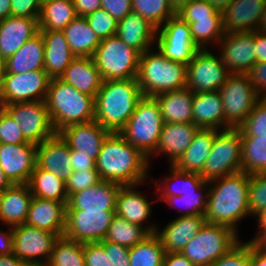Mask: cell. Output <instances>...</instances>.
<instances>
[{
    "label": "cell",
    "instance_id": "7",
    "mask_svg": "<svg viewBox=\"0 0 266 266\" xmlns=\"http://www.w3.org/2000/svg\"><path fill=\"white\" fill-rule=\"evenodd\" d=\"M240 240L231 228L205 222L181 253L195 266H210Z\"/></svg>",
    "mask_w": 266,
    "mask_h": 266
},
{
    "label": "cell",
    "instance_id": "13",
    "mask_svg": "<svg viewBox=\"0 0 266 266\" xmlns=\"http://www.w3.org/2000/svg\"><path fill=\"white\" fill-rule=\"evenodd\" d=\"M13 253L29 266H46L57 234L27 224L12 227Z\"/></svg>",
    "mask_w": 266,
    "mask_h": 266
},
{
    "label": "cell",
    "instance_id": "60",
    "mask_svg": "<svg viewBox=\"0 0 266 266\" xmlns=\"http://www.w3.org/2000/svg\"><path fill=\"white\" fill-rule=\"evenodd\" d=\"M113 266H129V248L112 242Z\"/></svg>",
    "mask_w": 266,
    "mask_h": 266
},
{
    "label": "cell",
    "instance_id": "53",
    "mask_svg": "<svg viewBox=\"0 0 266 266\" xmlns=\"http://www.w3.org/2000/svg\"><path fill=\"white\" fill-rule=\"evenodd\" d=\"M0 143L15 145L28 143L21 128L3 107H0Z\"/></svg>",
    "mask_w": 266,
    "mask_h": 266
},
{
    "label": "cell",
    "instance_id": "27",
    "mask_svg": "<svg viewBox=\"0 0 266 266\" xmlns=\"http://www.w3.org/2000/svg\"><path fill=\"white\" fill-rule=\"evenodd\" d=\"M137 187V185H125L120 188L115 213L128 222L145 228L150 234L155 233L158 227L153 224H149L151 226L144 225L145 221L151 217V201L141 192L137 191Z\"/></svg>",
    "mask_w": 266,
    "mask_h": 266
},
{
    "label": "cell",
    "instance_id": "40",
    "mask_svg": "<svg viewBox=\"0 0 266 266\" xmlns=\"http://www.w3.org/2000/svg\"><path fill=\"white\" fill-rule=\"evenodd\" d=\"M241 137V172L249 175L266 173V138Z\"/></svg>",
    "mask_w": 266,
    "mask_h": 266
},
{
    "label": "cell",
    "instance_id": "10",
    "mask_svg": "<svg viewBox=\"0 0 266 266\" xmlns=\"http://www.w3.org/2000/svg\"><path fill=\"white\" fill-rule=\"evenodd\" d=\"M219 93L224 107V129L238 128L261 99L247 74H230Z\"/></svg>",
    "mask_w": 266,
    "mask_h": 266
},
{
    "label": "cell",
    "instance_id": "32",
    "mask_svg": "<svg viewBox=\"0 0 266 266\" xmlns=\"http://www.w3.org/2000/svg\"><path fill=\"white\" fill-rule=\"evenodd\" d=\"M193 96L188 88L153 96L159 105L164 123H193Z\"/></svg>",
    "mask_w": 266,
    "mask_h": 266
},
{
    "label": "cell",
    "instance_id": "63",
    "mask_svg": "<svg viewBox=\"0 0 266 266\" xmlns=\"http://www.w3.org/2000/svg\"><path fill=\"white\" fill-rule=\"evenodd\" d=\"M13 253V229L0 230V256Z\"/></svg>",
    "mask_w": 266,
    "mask_h": 266
},
{
    "label": "cell",
    "instance_id": "73",
    "mask_svg": "<svg viewBox=\"0 0 266 266\" xmlns=\"http://www.w3.org/2000/svg\"><path fill=\"white\" fill-rule=\"evenodd\" d=\"M258 30L263 32V33H266V2L264 5V10L262 13V17H261V21H260Z\"/></svg>",
    "mask_w": 266,
    "mask_h": 266
},
{
    "label": "cell",
    "instance_id": "72",
    "mask_svg": "<svg viewBox=\"0 0 266 266\" xmlns=\"http://www.w3.org/2000/svg\"><path fill=\"white\" fill-rule=\"evenodd\" d=\"M6 72L5 59L0 57V95L3 87V76Z\"/></svg>",
    "mask_w": 266,
    "mask_h": 266
},
{
    "label": "cell",
    "instance_id": "37",
    "mask_svg": "<svg viewBox=\"0 0 266 266\" xmlns=\"http://www.w3.org/2000/svg\"><path fill=\"white\" fill-rule=\"evenodd\" d=\"M77 17L73 0H50L42 4L39 30L62 31Z\"/></svg>",
    "mask_w": 266,
    "mask_h": 266
},
{
    "label": "cell",
    "instance_id": "43",
    "mask_svg": "<svg viewBox=\"0 0 266 266\" xmlns=\"http://www.w3.org/2000/svg\"><path fill=\"white\" fill-rule=\"evenodd\" d=\"M46 266H85L83 243L59 237Z\"/></svg>",
    "mask_w": 266,
    "mask_h": 266
},
{
    "label": "cell",
    "instance_id": "64",
    "mask_svg": "<svg viewBox=\"0 0 266 266\" xmlns=\"http://www.w3.org/2000/svg\"><path fill=\"white\" fill-rule=\"evenodd\" d=\"M251 266H266V253L258 250L251 243Z\"/></svg>",
    "mask_w": 266,
    "mask_h": 266
},
{
    "label": "cell",
    "instance_id": "35",
    "mask_svg": "<svg viewBox=\"0 0 266 266\" xmlns=\"http://www.w3.org/2000/svg\"><path fill=\"white\" fill-rule=\"evenodd\" d=\"M214 141V129H199L184 154L173 166L182 171L201 174Z\"/></svg>",
    "mask_w": 266,
    "mask_h": 266
},
{
    "label": "cell",
    "instance_id": "9",
    "mask_svg": "<svg viewBox=\"0 0 266 266\" xmlns=\"http://www.w3.org/2000/svg\"><path fill=\"white\" fill-rule=\"evenodd\" d=\"M239 128L214 129V141L201 177L206 181L241 172Z\"/></svg>",
    "mask_w": 266,
    "mask_h": 266
},
{
    "label": "cell",
    "instance_id": "54",
    "mask_svg": "<svg viewBox=\"0 0 266 266\" xmlns=\"http://www.w3.org/2000/svg\"><path fill=\"white\" fill-rule=\"evenodd\" d=\"M101 181L96 169L73 171L72 175L65 181L67 195L85 190Z\"/></svg>",
    "mask_w": 266,
    "mask_h": 266
},
{
    "label": "cell",
    "instance_id": "31",
    "mask_svg": "<svg viewBox=\"0 0 266 266\" xmlns=\"http://www.w3.org/2000/svg\"><path fill=\"white\" fill-rule=\"evenodd\" d=\"M44 40V71L51 77H60L76 57L70 50L63 31L39 30Z\"/></svg>",
    "mask_w": 266,
    "mask_h": 266
},
{
    "label": "cell",
    "instance_id": "48",
    "mask_svg": "<svg viewBox=\"0 0 266 266\" xmlns=\"http://www.w3.org/2000/svg\"><path fill=\"white\" fill-rule=\"evenodd\" d=\"M240 136H257L266 138V100L261 98L238 127Z\"/></svg>",
    "mask_w": 266,
    "mask_h": 266
},
{
    "label": "cell",
    "instance_id": "45",
    "mask_svg": "<svg viewBox=\"0 0 266 266\" xmlns=\"http://www.w3.org/2000/svg\"><path fill=\"white\" fill-rule=\"evenodd\" d=\"M132 12L144 17L156 29L176 15L167 0H132Z\"/></svg>",
    "mask_w": 266,
    "mask_h": 266
},
{
    "label": "cell",
    "instance_id": "6",
    "mask_svg": "<svg viewBox=\"0 0 266 266\" xmlns=\"http://www.w3.org/2000/svg\"><path fill=\"white\" fill-rule=\"evenodd\" d=\"M164 121L157 100L143 96L119 134L149 157L156 149Z\"/></svg>",
    "mask_w": 266,
    "mask_h": 266
},
{
    "label": "cell",
    "instance_id": "52",
    "mask_svg": "<svg viewBox=\"0 0 266 266\" xmlns=\"http://www.w3.org/2000/svg\"><path fill=\"white\" fill-rule=\"evenodd\" d=\"M210 266H251V242L239 241Z\"/></svg>",
    "mask_w": 266,
    "mask_h": 266
},
{
    "label": "cell",
    "instance_id": "57",
    "mask_svg": "<svg viewBox=\"0 0 266 266\" xmlns=\"http://www.w3.org/2000/svg\"><path fill=\"white\" fill-rule=\"evenodd\" d=\"M101 6L117 21L132 12V0H102Z\"/></svg>",
    "mask_w": 266,
    "mask_h": 266
},
{
    "label": "cell",
    "instance_id": "33",
    "mask_svg": "<svg viewBox=\"0 0 266 266\" xmlns=\"http://www.w3.org/2000/svg\"><path fill=\"white\" fill-rule=\"evenodd\" d=\"M193 124L200 129H224V107L218 91L194 93Z\"/></svg>",
    "mask_w": 266,
    "mask_h": 266
},
{
    "label": "cell",
    "instance_id": "67",
    "mask_svg": "<svg viewBox=\"0 0 266 266\" xmlns=\"http://www.w3.org/2000/svg\"><path fill=\"white\" fill-rule=\"evenodd\" d=\"M11 16V0H0V20Z\"/></svg>",
    "mask_w": 266,
    "mask_h": 266
},
{
    "label": "cell",
    "instance_id": "16",
    "mask_svg": "<svg viewBox=\"0 0 266 266\" xmlns=\"http://www.w3.org/2000/svg\"><path fill=\"white\" fill-rule=\"evenodd\" d=\"M115 214L103 210H66L63 236L80 243L104 240Z\"/></svg>",
    "mask_w": 266,
    "mask_h": 266
},
{
    "label": "cell",
    "instance_id": "4",
    "mask_svg": "<svg viewBox=\"0 0 266 266\" xmlns=\"http://www.w3.org/2000/svg\"><path fill=\"white\" fill-rule=\"evenodd\" d=\"M44 101L57 133L95 119V97L80 93L59 77L51 78Z\"/></svg>",
    "mask_w": 266,
    "mask_h": 266
},
{
    "label": "cell",
    "instance_id": "15",
    "mask_svg": "<svg viewBox=\"0 0 266 266\" xmlns=\"http://www.w3.org/2000/svg\"><path fill=\"white\" fill-rule=\"evenodd\" d=\"M51 77L44 70L3 76L0 105L44 101Z\"/></svg>",
    "mask_w": 266,
    "mask_h": 266
},
{
    "label": "cell",
    "instance_id": "49",
    "mask_svg": "<svg viewBox=\"0 0 266 266\" xmlns=\"http://www.w3.org/2000/svg\"><path fill=\"white\" fill-rule=\"evenodd\" d=\"M85 266H113L112 242L83 243Z\"/></svg>",
    "mask_w": 266,
    "mask_h": 266
},
{
    "label": "cell",
    "instance_id": "11",
    "mask_svg": "<svg viewBox=\"0 0 266 266\" xmlns=\"http://www.w3.org/2000/svg\"><path fill=\"white\" fill-rule=\"evenodd\" d=\"M229 75L221 56L199 49L187 65L186 87L193 93L218 91Z\"/></svg>",
    "mask_w": 266,
    "mask_h": 266
},
{
    "label": "cell",
    "instance_id": "66",
    "mask_svg": "<svg viewBox=\"0 0 266 266\" xmlns=\"http://www.w3.org/2000/svg\"><path fill=\"white\" fill-rule=\"evenodd\" d=\"M258 250L266 253V230L258 232L254 238L249 240Z\"/></svg>",
    "mask_w": 266,
    "mask_h": 266
},
{
    "label": "cell",
    "instance_id": "44",
    "mask_svg": "<svg viewBox=\"0 0 266 266\" xmlns=\"http://www.w3.org/2000/svg\"><path fill=\"white\" fill-rule=\"evenodd\" d=\"M208 194L209 184L206 182L198 191H188L183 196L158 197L156 200H165L167 206L175 208L178 206L180 212L184 211L182 206L186 205L185 210L187 211L180 216L205 215Z\"/></svg>",
    "mask_w": 266,
    "mask_h": 266
},
{
    "label": "cell",
    "instance_id": "41",
    "mask_svg": "<svg viewBox=\"0 0 266 266\" xmlns=\"http://www.w3.org/2000/svg\"><path fill=\"white\" fill-rule=\"evenodd\" d=\"M165 249L159 237L152 233L129 248V266H163Z\"/></svg>",
    "mask_w": 266,
    "mask_h": 266
},
{
    "label": "cell",
    "instance_id": "39",
    "mask_svg": "<svg viewBox=\"0 0 266 266\" xmlns=\"http://www.w3.org/2000/svg\"><path fill=\"white\" fill-rule=\"evenodd\" d=\"M169 169V176L167 175L160 184H155L157 192L162 191L158 197L183 196L185 192L198 191L206 183L200 174L182 172L173 165H170ZM175 181L179 182V185L175 186Z\"/></svg>",
    "mask_w": 266,
    "mask_h": 266
},
{
    "label": "cell",
    "instance_id": "24",
    "mask_svg": "<svg viewBox=\"0 0 266 266\" xmlns=\"http://www.w3.org/2000/svg\"><path fill=\"white\" fill-rule=\"evenodd\" d=\"M200 128L193 123H164L155 151L152 155H168L169 165H173L189 147Z\"/></svg>",
    "mask_w": 266,
    "mask_h": 266
},
{
    "label": "cell",
    "instance_id": "70",
    "mask_svg": "<svg viewBox=\"0 0 266 266\" xmlns=\"http://www.w3.org/2000/svg\"><path fill=\"white\" fill-rule=\"evenodd\" d=\"M211 3L217 10L223 11L233 0H207Z\"/></svg>",
    "mask_w": 266,
    "mask_h": 266
},
{
    "label": "cell",
    "instance_id": "5",
    "mask_svg": "<svg viewBox=\"0 0 266 266\" xmlns=\"http://www.w3.org/2000/svg\"><path fill=\"white\" fill-rule=\"evenodd\" d=\"M187 65L166 58L150 49L140 56L137 82L143 96L178 90L186 87Z\"/></svg>",
    "mask_w": 266,
    "mask_h": 266
},
{
    "label": "cell",
    "instance_id": "38",
    "mask_svg": "<svg viewBox=\"0 0 266 266\" xmlns=\"http://www.w3.org/2000/svg\"><path fill=\"white\" fill-rule=\"evenodd\" d=\"M28 185L32 195L35 197L59 202L68 201L65 181L51 172L41 169L37 164Z\"/></svg>",
    "mask_w": 266,
    "mask_h": 266
},
{
    "label": "cell",
    "instance_id": "47",
    "mask_svg": "<svg viewBox=\"0 0 266 266\" xmlns=\"http://www.w3.org/2000/svg\"><path fill=\"white\" fill-rule=\"evenodd\" d=\"M176 15L187 23L203 19H222V12L207 0H191Z\"/></svg>",
    "mask_w": 266,
    "mask_h": 266
},
{
    "label": "cell",
    "instance_id": "34",
    "mask_svg": "<svg viewBox=\"0 0 266 266\" xmlns=\"http://www.w3.org/2000/svg\"><path fill=\"white\" fill-rule=\"evenodd\" d=\"M44 56V40L42 35L38 33L5 60L6 72L20 74L34 70H44Z\"/></svg>",
    "mask_w": 266,
    "mask_h": 266
},
{
    "label": "cell",
    "instance_id": "61",
    "mask_svg": "<svg viewBox=\"0 0 266 266\" xmlns=\"http://www.w3.org/2000/svg\"><path fill=\"white\" fill-rule=\"evenodd\" d=\"M163 266H195L181 252L167 253L165 252Z\"/></svg>",
    "mask_w": 266,
    "mask_h": 266
},
{
    "label": "cell",
    "instance_id": "19",
    "mask_svg": "<svg viewBox=\"0 0 266 266\" xmlns=\"http://www.w3.org/2000/svg\"><path fill=\"white\" fill-rule=\"evenodd\" d=\"M70 149L89 155L96 161L101 146L110 132L95 120L69 125L58 132Z\"/></svg>",
    "mask_w": 266,
    "mask_h": 266
},
{
    "label": "cell",
    "instance_id": "50",
    "mask_svg": "<svg viewBox=\"0 0 266 266\" xmlns=\"http://www.w3.org/2000/svg\"><path fill=\"white\" fill-rule=\"evenodd\" d=\"M85 17L90 28L100 40L116 35L118 21L103 8L97 9Z\"/></svg>",
    "mask_w": 266,
    "mask_h": 266
},
{
    "label": "cell",
    "instance_id": "74",
    "mask_svg": "<svg viewBox=\"0 0 266 266\" xmlns=\"http://www.w3.org/2000/svg\"><path fill=\"white\" fill-rule=\"evenodd\" d=\"M47 1H50V0H40V2L43 4V3H45V2H47Z\"/></svg>",
    "mask_w": 266,
    "mask_h": 266
},
{
    "label": "cell",
    "instance_id": "8",
    "mask_svg": "<svg viewBox=\"0 0 266 266\" xmlns=\"http://www.w3.org/2000/svg\"><path fill=\"white\" fill-rule=\"evenodd\" d=\"M141 54L117 35L102 39L93 59L104 80L136 78Z\"/></svg>",
    "mask_w": 266,
    "mask_h": 266
},
{
    "label": "cell",
    "instance_id": "59",
    "mask_svg": "<svg viewBox=\"0 0 266 266\" xmlns=\"http://www.w3.org/2000/svg\"><path fill=\"white\" fill-rule=\"evenodd\" d=\"M101 2L102 0H73L77 16L82 17L102 8Z\"/></svg>",
    "mask_w": 266,
    "mask_h": 266
},
{
    "label": "cell",
    "instance_id": "29",
    "mask_svg": "<svg viewBox=\"0 0 266 266\" xmlns=\"http://www.w3.org/2000/svg\"><path fill=\"white\" fill-rule=\"evenodd\" d=\"M59 78L80 93L94 97L103 82L93 57H75Z\"/></svg>",
    "mask_w": 266,
    "mask_h": 266
},
{
    "label": "cell",
    "instance_id": "25",
    "mask_svg": "<svg viewBox=\"0 0 266 266\" xmlns=\"http://www.w3.org/2000/svg\"><path fill=\"white\" fill-rule=\"evenodd\" d=\"M37 165L63 181L72 175L70 148L58 133L37 145Z\"/></svg>",
    "mask_w": 266,
    "mask_h": 266
},
{
    "label": "cell",
    "instance_id": "42",
    "mask_svg": "<svg viewBox=\"0 0 266 266\" xmlns=\"http://www.w3.org/2000/svg\"><path fill=\"white\" fill-rule=\"evenodd\" d=\"M149 235L145 228L115 214L104 240L131 248Z\"/></svg>",
    "mask_w": 266,
    "mask_h": 266
},
{
    "label": "cell",
    "instance_id": "56",
    "mask_svg": "<svg viewBox=\"0 0 266 266\" xmlns=\"http://www.w3.org/2000/svg\"><path fill=\"white\" fill-rule=\"evenodd\" d=\"M247 75L257 94L264 98L266 96V62H256Z\"/></svg>",
    "mask_w": 266,
    "mask_h": 266
},
{
    "label": "cell",
    "instance_id": "2",
    "mask_svg": "<svg viewBox=\"0 0 266 266\" xmlns=\"http://www.w3.org/2000/svg\"><path fill=\"white\" fill-rule=\"evenodd\" d=\"M149 164L148 157L119 133H110L96 159V170L101 180L140 185L149 177Z\"/></svg>",
    "mask_w": 266,
    "mask_h": 266
},
{
    "label": "cell",
    "instance_id": "58",
    "mask_svg": "<svg viewBox=\"0 0 266 266\" xmlns=\"http://www.w3.org/2000/svg\"><path fill=\"white\" fill-rule=\"evenodd\" d=\"M70 157L73 171L96 169V161L89 155L78 154V151L70 149Z\"/></svg>",
    "mask_w": 266,
    "mask_h": 266
},
{
    "label": "cell",
    "instance_id": "1",
    "mask_svg": "<svg viewBox=\"0 0 266 266\" xmlns=\"http://www.w3.org/2000/svg\"><path fill=\"white\" fill-rule=\"evenodd\" d=\"M249 179V174L239 172L208 181L205 222L227 226L239 234L237 223L250 215Z\"/></svg>",
    "mask_w": 266,
    "mask_h": 266
},
{
    "label": "cell",
    "instance_id": "46",
    "mask_svg": "<svg viewBox=\"0 0 266 266\" xmlns=\"http://www.w3.org/2000/svg\"><path fill=\"white\" fill-rule=\"evenodd\" d=\"M188 24L192 40L199 49H207L210 42L218 45L224 36L222 19H203Z\"/></svg>",
    "mask_w": 266,
    "mask_h": 266
},
{
    "label": "cell",
    "instance_id": "18",
    "mask_svg": "<svg viewBox=\"0 0 266 266\" xmlns=\"http://www.w3.org/2000/svg\"><path fill=\"white\" fill-rule=\"evenodd\" d=\"M36 164V144L0 143V167L12 184L28 183Z\"/></svg>",
    "mask_w": 266,
    "mask_h": 266
},
{
    "label": "cell",
    "instance_id": "3",
    "mask_svg": "<svg viewBox=\"0 0 266 266\" xmlns=\"http://www.w3.org/2000/svg\"><path fill=\"white\" fill-rule=\"evenodd\" d=\"M143 97L137 78L104 80L95 96V121L110 133H119Z\"/></svg>",
    "mask_w": 266,
    "mask_h": 266
},
{
    "label": "cell",
    "instance_id": "55",
    "mask_svg": "<svg viewBox=\"0 0 266 266\" xmlns=\"http://www.w3.org/2000/svg\"><path fill=\"white\" fill-rule=\"evenodd\" d=\"M41 7L40 0H11V15L39 18Z\"/></svg>",
    "mask_w": 266,
    "mask_h": 266
},
{
    "label": "cell",
    "instance_id": "20",
    "mask_svg": "<svg viewBox=\"0 0 266 266\" xmlns=\"http://www.w3.org/2000/svg\"><path fill=\"white\" fill-rule=\"evenodd\" d=\"M123 185L101 180L94 186L68 196L66 210L115 211L117 196Z\"/></svg>",
    "mask_w": 266,
    "mask_h": 266
},
{
    "label": "cell",
    "instance_id": "28",
    "mask_svg": "<svg viewBox=\"0 0 266 266\" xmlns=\"http://www.w3.org/2000/svg\"><path fill=\"white\" fill-rule=\"evenodd\" d=\"M32 198L28 183L12 184L0 193V221L8 227L24 224Z\"/></svg>",
    "mask_w": 266,
    "mask_h": 266
},
{
    "label": "cell",
    "instance_id": "17",
    "mask_svg": "<svg viewBox=\"0 0 266 266\" xmlns=\"http://www.w3.org/2000/svg\"><path fill=\"white\" fill-rule=\"evenodd\" d=\"M218 46L230 74H247L256 63L255 31L224 33Z\"/></svg>",
    "mask_w": 266,
    "mask_h": 266
},
{
    "label": "cell",
    "instance_id": "51",
    "mask_svg": "<svg viewBox=\"0 0 266 266\" xmlns=\"http://www.w3.org/2000/svg\"><path fill=\"white\" fill-rule=\"evenodd\" d=\"M249 211L253 217L266 208V173L250 175Z\"/></svg>",
    "mask_w": 266,
    "mask_h": 266
},
{
    "label": "cell",
    "instance_id": "22",
    "mask_svg": "<svg viewBox=\"0 0 266 266\" xmlns=\"http://www.w3.org/2000/svg\"><path fill=\"white\" fill-rule=\"evenodd\" d=\"M39 18L11 15L0 20V57L5 60L39 33Z\"/></svg>",
    "mask_w": 266,
    "mask_h": 266
},
{
    "label": "cell",
    "instance_id": "68",
    "mask_svg": "<svg viewBox=\"0 0 266 266\" xmlns=\"http://www.w3.org/2000/svg\"><path fill=\"white\" fill-rule=\"evenodd\" d=\"M172 10L177 14L191 0H167Z\"/></svg>",
    "mask_w": 266,
    "mask_h": 266
},
{
    "label": "cell",
    "instance_id": "69",
    "mask_svg": "<svg viewBox=\"0 0 266 266\" xmlns=\"http://www.w3.org/2000/svg\"><path fill=\"white\" fill-rule=\"evenodd\" d=\"M254 217H256L259 231L266 230V208L257 213Z\"/></svg>",
    "mask_w": 266,
    "mask_h": 266
},
{
    "label": "cell",
    "instance_id": "23",
    "mask_svg": "<svg viewBox=\"0 0 266 266\" xmlns=\"http://www.w3.org/2000/svg\"><path fill=\"white\" fill-rule=\"evenodd\" d=\"M66 204L33 196L25 224L61 237L66 227Z\"/></svg>",
    "mask_w": 266,
    "mask_h": 266
},
{
    "label": "cell",
    "instance_id": "30",
    "mask_svg": "<svg viewBox=\"0 0 266 266\" xmlns=\"http://www.w3.org/2000/svg\"><path fill=\"white\" fill-rule=\"evenodd\" d=\"M157 29L144 17L131 12L118 21L116 35L140 54L152 49L155 44Z\"/></svg>",
    "mask_w": 266,
    "mask_h": 266
},
{
    "label": "cell",
    "instance_id": "36",
    "mask_svg": "<svg viewBox=\"0 0 266 266\" xmlns=\"http://www.w3.org/2000/svg\"><path fill=\"white\" fill-rule=\"evenodd\" d=\"M62 31L76 57L94 56L101 40L90 28L86 17L77 16Z\"/></svg>",
    "mask_w": 266,
    "mask_h": 266
},
{
    "label": "cell",
    "instance_id": "65",
    "mask_svg": "<svg viewBox=\"0 0 266 266\" xmlns=\"http://www.w3.org/2000/svg\"><path fill=\"white\" fill-rule=\"evenodd\" d=\"M0 266H26L14 253L0 256Z\"/></svg>",
    "mask_w": 266,
    "mask_h": 266
},
{
    "label": "cell",
    "instance_id": "21",
    "mask_svg": "<svg viewBox=\"0 0 266 266\" xmlns=\"http://www.w3.org/2000/svg\"><path fill=\"white\" fill-rule=\"evenodd\" d=\"M266 0H233L223 11L224 33L258 30Z\"/></svg>",
    "mask_w": 266,
    "mask_h": 266
},
{
    "label": "cell",
    "instance_id": "71",
    "mask_svg": "<svg viewBox=\"0 0 266 266\" xmlns=\"http://www.w3.org/2000/svg\"><path fill=\"white\" fill-rule=\"evenodd\" d=\"M12 183L6 177L5 172L0 167V193L10 187Z\"/></svg>",
    "mask_w": 266,
    "mask_h": 266
},
{
    "label": "cell",
    "instance_id": "12",
    "mask_svg": "<svg viewBox=\"0 0 266 266\" xmlns=\"http://www.w3.org/2000/svg\"><path fill=\"white\" fill-rule=\"evenodd\" d=\"M21 128L24 138L33 144L55 136V131L45 101H32L0 105Z\"/></svg>",
    "mask_w": 266,
    "mask_h": 266
},
{
    "label": "cell",
    "instance_id": "14",
    "mask_svg": "<svg viewBox=\"0 0 266 266\" xmlns=\"http://www.w3.org/2000/svg\"><path fill=\"white\" fill-rule=\"evenodd\" d=\"M155 44L166 58L185 65L199 50L192 40L189 24L177 15L157 29Z\"/></svg>",
    "mask_w": 266,
    "mask_h": 266
},
{
    "label": "cell",
    "instance_id": "62",
    "mask_svg": "<svg viewBox=\"0 0 266 266\" xmlns=\"http://www.w3.org/2000/svg\"><path fill=\"white\" fill-rule=\"evenodd\" d=\"M256 62H266V33L255 31Z\"/></svg>",
    "mask_w": 266,
    "mask_h": 266
},
{
    "label": "cell",
    "instance_id": "26",
    "mask_svg": "<svg viewBox=\"0 0 266 266\" xmlns=\"http://www.w3.org/2000/svg\"><path fill=\"white\" fill-rule=\"evenodd\" d=\"M204 224V215L178 216L161 231L157 228L155 234L159 237L165 252H181Z\"/></svg>",
    "mask_w": 266,
    "mask_h": 266
}]
</instances>
